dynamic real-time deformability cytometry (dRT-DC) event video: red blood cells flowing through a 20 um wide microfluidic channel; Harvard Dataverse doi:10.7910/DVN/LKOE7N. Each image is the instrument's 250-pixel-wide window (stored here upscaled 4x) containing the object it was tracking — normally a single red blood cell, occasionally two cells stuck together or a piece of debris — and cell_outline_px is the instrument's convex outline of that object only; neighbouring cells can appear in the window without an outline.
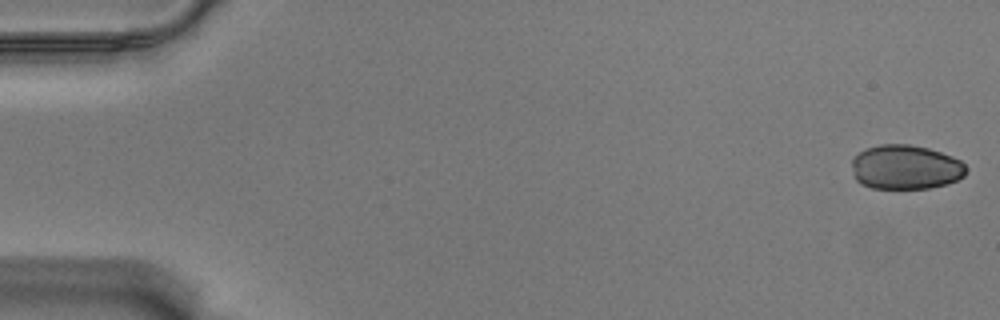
{"species": "Egyptian fruit bat (a non-hibernating species)", "species_latin": "Rousettus aegyptiacus", "temperature_condition": "warm", "stored_images_in_passage": 57, "camera_frame_rate_fps": 3000, "um_per_image_px": 0.085, "animal": {"sex": "male"}, "frame": {"image": 1, "passage_image": 1, "time_ms": 0.0, "image_size_px": [1000, 320], "cell_outline_px": [[964, 176], [948, 184], [928, 188], [872, 188], [860, 184], [856, 180], [852, 164], [852, 160], [860, 152], [868, 148], [880, 144], [908, 144], [928, 148], [952, 156], [960, 160], [964, 164]], "centroid_in_image_um": [76.97, 14.21], "position_along_channel_um": 8.0, "area_um2": 29.36}}
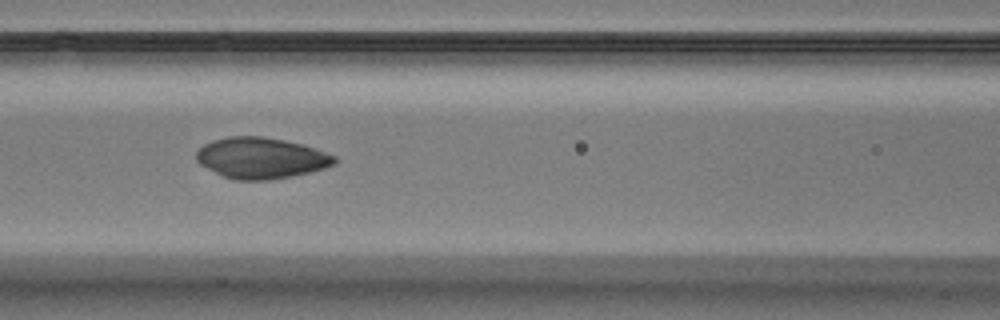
{"frame": {"image": 2, "passage_image": 25, "time_ms": 8.0, "image_size_px": [1000, 320], "cell_outline_px": [[336, 164], [324, 168], [292, 176], [268, 180], [232, 180], [200, 164], [196, 160], [196, 152], [204, 144], [212, 140], [228, 136], [264, 136], [304, 144], [316, 148], [336, 156]], "centroid_in_image_um": [22.2, 13.42], "position_along_channel_um": 144.4, "area_um2": 33.12}}
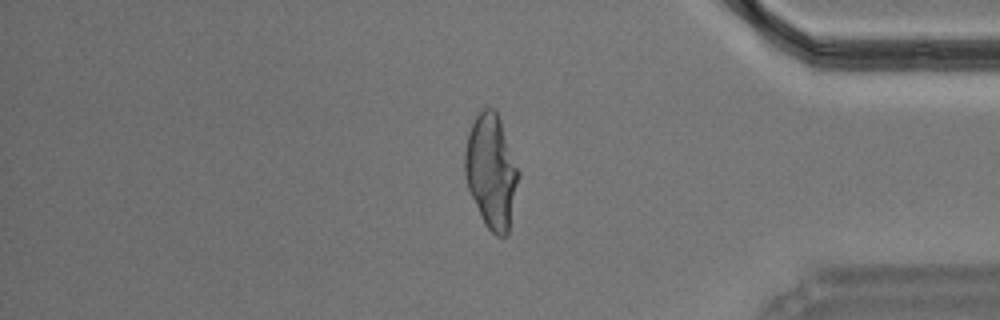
{"frame": {"image": 3, "passage_image": 48, "time_ms": 15.667, "image_size_px": [1000, 320], "cell_outline_px": [[520, 176], [508, 236], [496, 236], [484, 224], [468, 188], [464, 176], [464, 152], [468, 132], [476, 116], [484, 108], [492, 108], [496, 112], [500, 120], [520, 172]], "centroid_in_image_um": [41.76, 14.6], "position_along_channel_um": 393.4, "area_um2": 35.72}}